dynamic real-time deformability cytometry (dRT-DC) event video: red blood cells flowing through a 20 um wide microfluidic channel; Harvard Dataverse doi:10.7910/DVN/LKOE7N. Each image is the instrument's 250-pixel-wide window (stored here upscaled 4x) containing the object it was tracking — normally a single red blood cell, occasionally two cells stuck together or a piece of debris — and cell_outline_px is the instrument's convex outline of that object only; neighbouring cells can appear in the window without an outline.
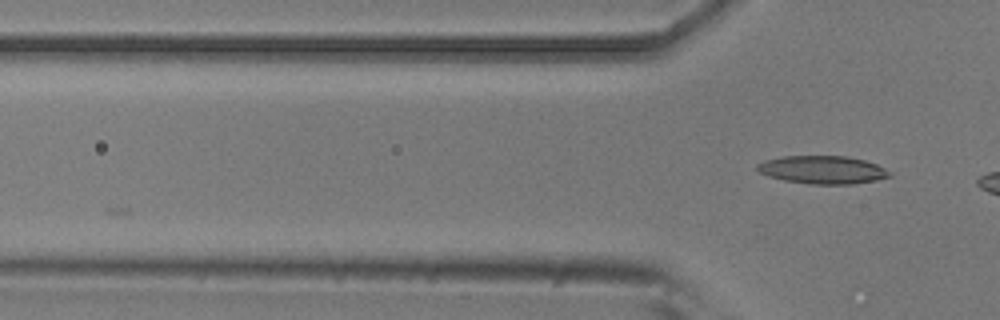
{"species": "common noctule bat (a hibernating species)", "species_latin": "Nyctalus noctula", "temperature_condition": "room temperature", "stored_images_in_passage": 3, "camera_frame_rate_fps": 3000, "um_per_image_px": 0.085, "animal": {"sex": "male", "body_mass_g": 20.5, "forearm_length_mm": 52.5}, "frame": {"image": 1, "passage_image": 3, "time_ms": 0.667, "image_size_px": [1000, 320], "cell_outline_px": [[892, 176], [876, 180], [852, 184], [808, 184], [784, 180], [768, 176], [760, 172], [756, 168], [756, 164], [764, 160], [780, 156], [848, 156], [864, 160], [876, 164], [892, 172]], "centroid_in_image_um": [69.91, 14.43], "position_along_channel_um": 55.9, "area_um2": 21.73}}